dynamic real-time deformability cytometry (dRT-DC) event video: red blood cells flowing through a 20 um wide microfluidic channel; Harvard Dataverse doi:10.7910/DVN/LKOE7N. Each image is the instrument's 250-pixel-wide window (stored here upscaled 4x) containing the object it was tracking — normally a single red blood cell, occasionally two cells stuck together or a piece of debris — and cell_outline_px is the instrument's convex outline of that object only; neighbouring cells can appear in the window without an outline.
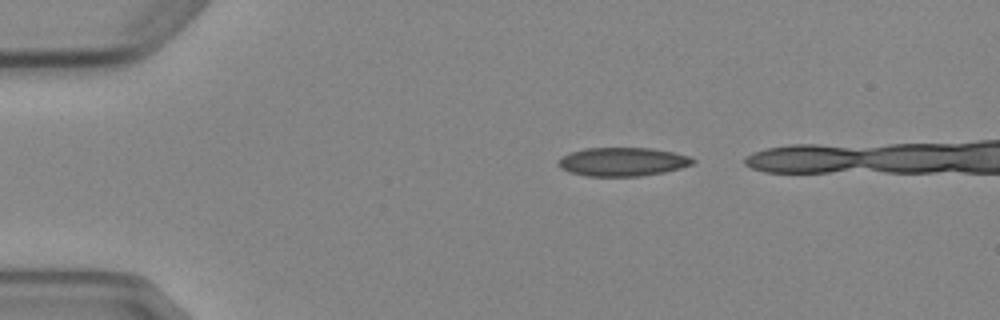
{"species": "Egyptian fruit bat (a non-hibernating species)", "species_latin": "Rousettus aegyptiacus", "temperature_condition": "cold", "stored_images_in_passage": 7, "camera_frame_rate_fps": 3000, "um_per_image_px": 0.085, "animal": {"sex": "female"}, "frame": {"image": 1, "passage_image": 1, "time_ms": 0.0, "image_size_px": [1000, 320], "cell_outline_px": [[696, 160], [692, 164], [680, 168], [664, 172], [640, 176], [588, 176], [568, 172], [560, 168], [556, 164], [556, 160], [572, 152], [584, 148], [652, 148], [672, 152], [688, 156]], "centroid_in_image_um": [52.88, 13.75], "position_along_channel_um": 32.1, "area_um2": 22.43}}